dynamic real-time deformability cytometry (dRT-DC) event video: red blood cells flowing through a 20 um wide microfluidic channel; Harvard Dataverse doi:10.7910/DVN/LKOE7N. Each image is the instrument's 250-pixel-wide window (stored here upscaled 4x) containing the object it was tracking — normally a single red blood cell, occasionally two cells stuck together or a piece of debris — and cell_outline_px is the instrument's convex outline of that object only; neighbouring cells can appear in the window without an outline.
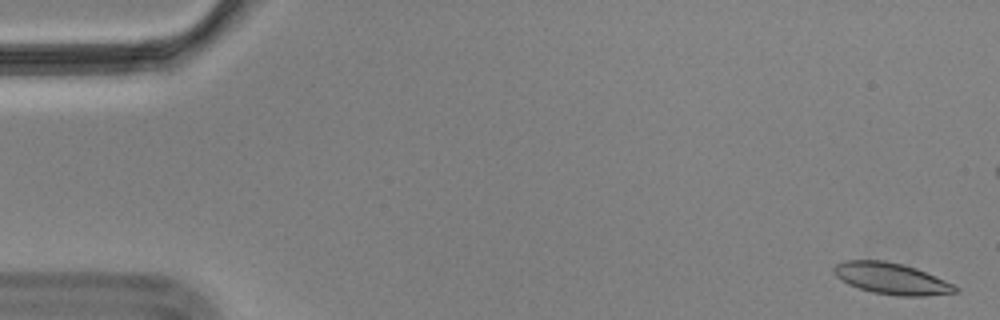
{"species": "Egyptian fruit bat (a non-hibernating species)", "species_latin": "Rousettus aegyptiacus", "temperature_condition": "cold", "stored_images_in_passage": 58, "camera_frame_rate_fps": 3000, "um_per_image_px": 0.085, "animal": {"sex": "male"}, "frame": {"image": 1, "passage_image": 2, "time_ms": 0.333, "image_size_px": [1000, 320], "cell_outline_px": [[960, 292], [924, 296], [896, 296], [872, 292], [848, 284], [836, 276], [832, 268], [836, 264], [844, 260], [884, 260], [904, 264], [916, 268], [944, 280], [960, 288]], "centroid_in_image_um": [75.78, 23.68], "position_along_channel_um": 9.2, "area_um2": 22.25}}
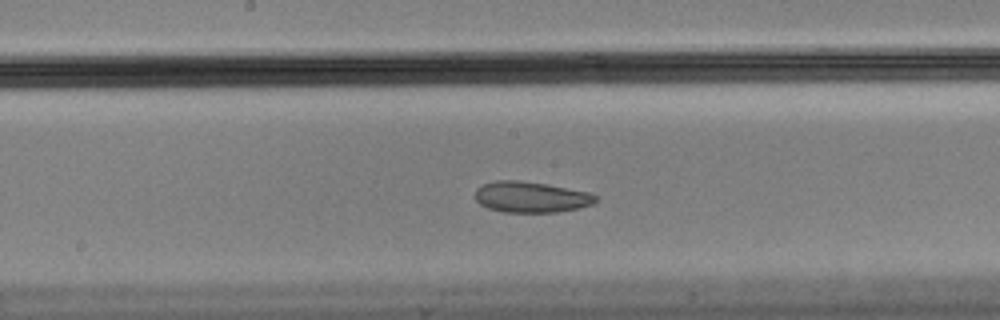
{"frame": {"image": 2, "passage_image": 30, "time_ms": 9.667, "image_size_px": [1000, 320], "cell_outline_px": [[600, 196], [592, 204], [580, 208], [556, 212], [504, 212], [488, 208], [480, 204], [476, 200], [476, 188], [484, 184], [496, 180], [520, 180], [548, 184], [588, 192]], "centroid_in_image_um": [45.15, 16.74], "position_along_channel_um": 203.0, "area_um2": 21.79}}
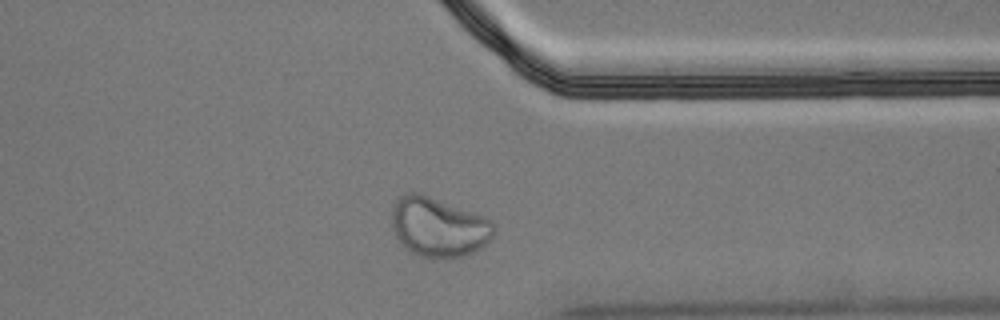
{"frame": {"image": 3, "passage_image": 45, "time_ms": 14.667, "image_size_px": [1000, 320], "cell_outline_px": [[496, 232], [488, 244], [464, 256], [432, 260], [420, 256], [412, 252], [396, 236], [392, 228], [392, 208], [396, 200], [404, 192], [420, 192], [484, 216], [492, 220], [496, 228]], "centroid_in_image_um": [37.31, 19.3], "position_along_channel_um": 374.1, "area_um2": 35.89}, "authors_computed_cell_mechanics": {"area_um2": 22.6287, "velocity_mm_per_s": 3.479, "shape_relaxation_time_tau1_ms": null, "shape_relaxation_time_tau2_ms": 2.5591, "deformation_change_tau1": null, "deformation_change_tau2": 0.0661}}